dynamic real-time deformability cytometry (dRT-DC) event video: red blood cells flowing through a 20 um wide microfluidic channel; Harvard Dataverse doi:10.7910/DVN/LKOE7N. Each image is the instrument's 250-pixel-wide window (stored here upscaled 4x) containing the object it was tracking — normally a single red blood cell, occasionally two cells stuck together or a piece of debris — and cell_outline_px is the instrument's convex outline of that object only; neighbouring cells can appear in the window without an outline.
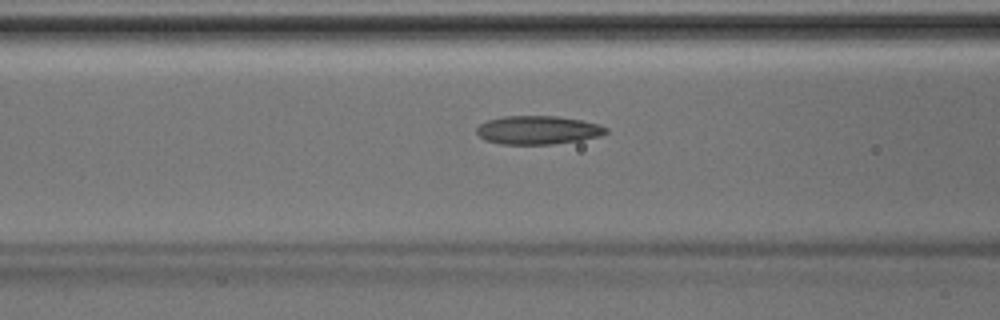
{"species": "Egyptian fruit bat (a non-hibernating species)", "species_latin": "Rousettus aegyptiacus", "temperature_condition": "room temperature", "stored_images_in_passage": 38, "camera_frame_rate_fps": 3000, "um_per_image_px": 0.085, "animal": {"sex": "male"}, "frame": {"image": 1, "passage_image": 11, "time_ms": 3.333, "image_size_px": [1000, 320], "cell_outline_px": [[608, 132], [600, 136], [580, 140], [552, 144], [500, 144], [484, 140], [476, 132], [476, 128], [480, 124], [488, 120], [504, 116], [556, 116], [580, 120], [600, 124], [608, 128]], "centroid_in_image_um": [45.72, 11.05], "position_along_channel_um": 120.9, "area_um2": 21.5}}
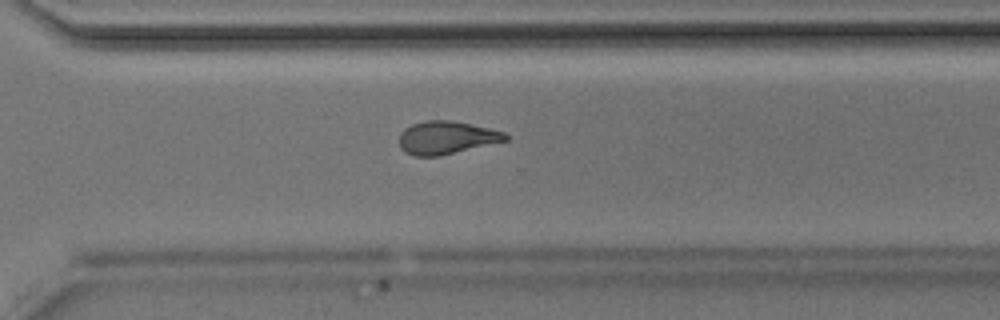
{"frame": {"image": 2, "passage_image": 25, "time_ms": 8.0, "image_size_px": [1000, 320], "cell_outline_px": [[508, 140], [440, 156], [412, 156], [404, 152], [400, 148], [400, 132], [404, 128], [412, 124], [428, 120], [452, 120], [488, 128], [504, 132], [508, 136]], "centroid_in_image_um": [37.91, 11.7], "position_along_channel_um": 332.7, "area_um2": 20.4}}
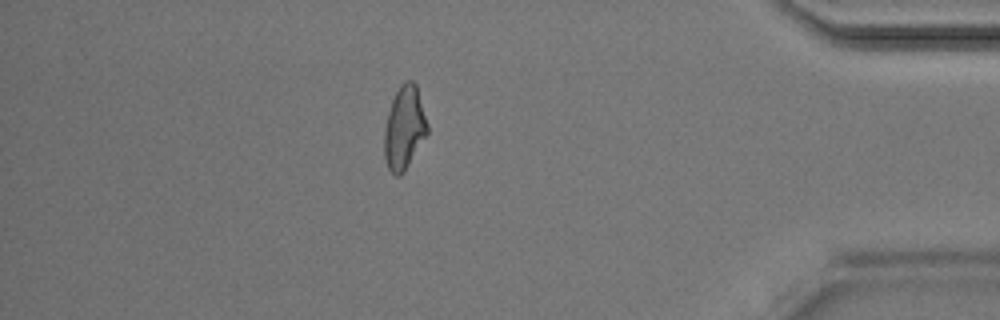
{"frame": {"image": 3, "passage_image": 32, "time_ms": 10.333, "image_size_px": [1000, 320], "cell_outline_px": [[428, 132], [404, 172], [400, 176], [396, 176], [388, 168], [384, 156], [384, 128], [388, 112], [392, 100], [400, 84], [404, 80], [412, 80], [416, 84], [428, 124]], "centroid_in_image_um": [34.36, 10.85], "position_along_channel_um": 400.8, "area_um2": 20.87}}